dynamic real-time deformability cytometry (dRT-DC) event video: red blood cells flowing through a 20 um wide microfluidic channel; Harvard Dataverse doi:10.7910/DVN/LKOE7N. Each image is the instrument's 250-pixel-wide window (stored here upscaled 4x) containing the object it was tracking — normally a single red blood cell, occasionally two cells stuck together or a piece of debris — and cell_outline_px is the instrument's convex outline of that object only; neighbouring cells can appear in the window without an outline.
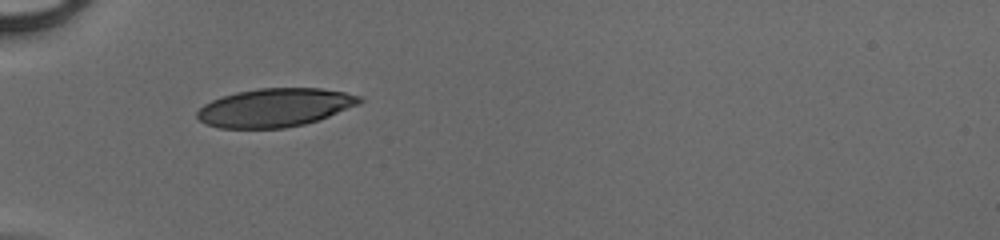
{"species": "human", "species_latin": "Homo sapiens", "temperature_condition": "cold", "stored_images_in_passage": 32, "camera_frame_rate_fps": 3000, "um_per_image_px": 0.085, "donor": {"sex": "male"}, "frame": {"image": 1, "passage_image": 1, "time_ms": 0.0, "image_size_px": [1000, 240], "cell_outline_px": [[364, 100], [356, 104], [328, 116], [304, 124], [284, 128], [220, 128], [204, 124], [196, 116], [196, 112], [204, 104], [212, 100], [236, 92], [260, 88], [320, 88], [344, 92], [364, 96]], "centroid_in_image_um": [23.34, 9.14], "position_along_channel_um": 61.7, "area_um2": 36.13}}
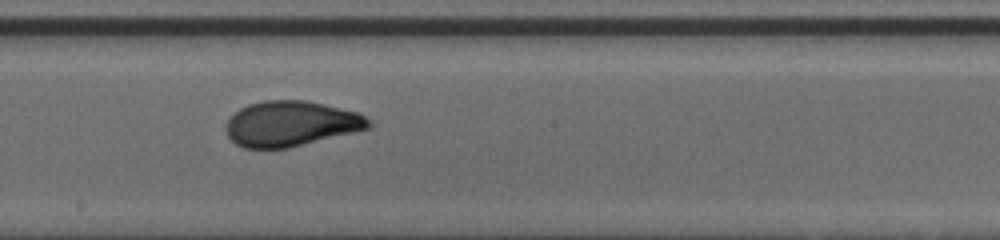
{"frame": {"image": 2, "passage_image": 13, "time_ms": 4.0, "image_size_px": [1000, 240], "cell_outline_px": [[372, 124], [368, 128], [288, 148], [244, 148], [236, 144], [228, 136], [228, 120], [240, 108], [248, 104], [264, 100], [304, 100], [324, 104], [356, 112], [372, 120]], "centroid_in_image_um": [24.73, 10.5], "position_along_channel_um": 223.5, "area_um2": 37.17}}
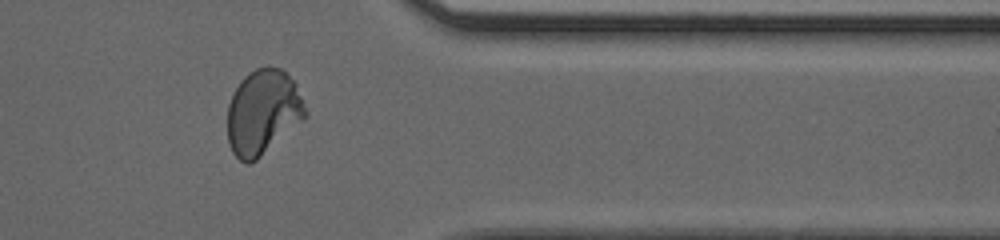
{"frame": {"image": 3, "passage_image": 25, "time_ms": 8.0, "image_size_px": [1000, 240], "cell_outline_px": [[308, 116], [256, 160], [248, 164], [244, 164], [232, 152], [228, 144], [228, 104], [240, 80], [248, 72], [256, 68], [268, 64], [280, 68], [296, 84], [308, 112]], "centroid_in_image_um": [22.35, 9.52], "position_along_channel_um": 389.1, "area_um2": 38.78}}